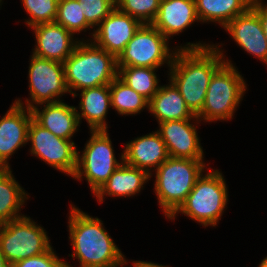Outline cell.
<instances>
[{"label":"cell","instance_id":"1","mask_svg":"<svg viewBox=\"0 0 267 267\" xmlns=\"http://www.w3.org/2000/svg\"><path fill=\"white\" fill-rule=\"evenodd\" d=\"M178 47L169 68V80L179 90L186 106L197 115L204 105L212 75L225 60L213 44L199 41Z\"/></svg>","mask_w":267,"mask_h":267},{"label":"cell","instance_id":"2","mask_svg":"<svg viewBox=\"0 0 267 267\" xmlns=\"http://www.w3.org/2000/svg\"><path fill=\"white\" fill-rule=\"evenodd\" d=\"M70 205L69 240L74 249L71 257L78 259L80 267H112L125 257L102 220Z\"/></svg>","mask_w":267,"mask_h":267},{"label":"cell","instance_id":"3","mask_svg":"<svg viewBox=\"0 0 267 267\" xmlns=\"http://www.w3.org/2000/svg\"><path fill=\"white\" fill-rule=\"evenodd\" d=\"M63 66L65 83L72 97L78 95V90L109 85L118 75L117 58L89 39L80 40Z\"/></svg>","mask_w":267,"mask_h":267},{"label":"cell","instance_id":"4","mask_svg":"<svg viewBox=\"0 0 267 267\" xmlns=\"http://www.w3.org/2000/svg\"><path fill=\"white\" fill-rule=\"evenodd\" d=\"M204 162L203 160L169 156L155 170L156 179L153 187L160 208L167 219L185 202L198 178L206 172V165L210 164Z\"/></svg>","mask_w":267,"mask_h":267},{"label":"cell","instance_id":"5","mask_svg":"<svg viewBox=\"0 0 267 267\" xmlns=\"http://www.w3.org/2000/svg\"><path fill=\"white\" fill-rule=\"evenodd\" d=\"M213 45L222 54L225 62L212 75L204 105L196 115L200 121L205 122L232 120L247 89L243 76L233 63L225 58L221 46Z\"/></svg>","mask_w":267,"mask_h":267},{"label":"cell","instance_id":"6","mask_svg":"<svg viewBox=\"0 0 267 267\" xmlns=\"http://www.w3.org/2000/svg\"><path fill=\"white\" fill-rule=\"evenodd\" d=\"M208 170L198 178L185 202L170 220H175L176 215L181 213L204 227L217 225L227 207L228 190L222 173L218 169Z\"/></svg>","mask_w":267,"mask_h":267},{"label":"cell","instance_id":"7","mask_svg":"<svg viewBox=\"0 0 267 267\" xmlns=\"http://www.w3.org/2000/svg\"><path fill=\"white\" fill-rule=\"evenodd\" d=\"M90 139L80 155L77 152V168L72 178L82 180L84 177L95 194L110 175L123 163L116 159L108 130L90 131Z\"/></svg>","mask_w":267,"mask_h":267},{"label":"cell","instance_id":"8","mask_svg":"<svg viewBox=\"0 0 267 267\" xmlns=\"http://www.w3.org/2000/svg\"><path fill=\"white\" fill-rule=\"evenodd\" d=\"M50 244L47 232L30 216L0 224V248L10 265L46 252Z\"/></svg>","mask_w":267,"mask_h":267},{"label":"cell","instance_id":"9","mask_svg":"<svg viewBox=\"0 0 267 267\" xmlns=\"http://www.w3.org/2000/svg\"><path fill=\"white\" fill-rule=\"evenodd\" d=\"M168 39L152 24H142L117 57V66L171 67L178 47H169ZM172 52V53H171Z\"/></svg>","mask_w":267,"mask_h":267},{"label":"cell","instance_id":"10","mask_svg":"<svg viewBox=\"0 0 267 267\" xmlns=\"http://www.w3.org/2000/svg\"><path fill=\"white\" fill-rule=\"evenodd\" d=\"M30 57L28 69L30 98H26V105L19 98L14 100V103L32 109L40 104L61 101L59 97L69 93L65 83L63 63L34 54Z\"/></svg>","mask_w":267,"mask_h":267},{"label":"cell","instance_id":"11","mask_svg":"<svg viewBox=\"0 0 267 267\" xmlns=\"http://www.w3.org/2000/svg\"><path fill=\"white\" fill-rule=\"evenodd\" d=\"M30 153L46 164L73 177L77 168V148L75 142L55 136L34 119L28 128Z\"/></svg>","mask_w":267,"mask_h":267},{"label":"cell","instance_id":"12","mask_svg":"<svg viewBox=\"0 0 267 267\" xmlns=\"http://www.w3.org/2000/svg\"><path fill=\"white\" fill-rule=\"evenodd\" d=\"M142 23L115 7L102 22L95 27L90 40L99 48L116 58L132 39Z\"/></svg>","mask_w":267,"mask_h":267},{"label":"cell","instance_id":"13","mask_svg":"<svg viewBox=\"0 0 267 267\" xmlns=\"http://www.w3.org/2000/svg\"><path fill=\"white\" fill-rule=\"evenodd\" d=\"M199 119L170 120L159 123L157 132L165 143L168 155L174 158L204 160L203 147L197 133Z\"/></svg>","mask_w":267,"mask_h":267},{"label":"cell","instance_id":"14","mask_svg":"<svg viewBox=\"0 0 267 267\" xmlns=\"http://www.w3.org/2000/svg\"><path fill=\"white\" fill-rule=\"evenodd\" d=\"M32 119L31 109L14 102L0 119V168H10V156L28 143V128Z\"/></svg>","mask_w":267,"mask_h":267},{"label":"cell","instance_id":"15","mask_svg":"<svg viewBox=\"0 0 267 267\" xmlns=\"http://www.w3.org/2000/svg\"><path fill=\"white\" fill-rule=\"evenodd\" d=\"M35 33L36 47L32 54L64 63L80 42L74 34L55 22L41 23L31 27Z\"/></svg>","mask_w":267,"mask_h":267},{"label":"cell","instance_id":"16","mask_svg":"<svg viewBox=\"0 0 267 267\" xmlns=\"http://www.w3.org/2000/svg\"><path fill=\"white\" fill-rule=\"evenodd\" d=\"M224 29L238 46L267 66V40L259 15L251 7L230 21Z\"/></svg>","mask_w":267,"mask_h":267},{"label":"cell","instance_id":"17","mask_svg":"<svg viewBox=\"0 0 267 267\" xmlns=\"http://www.w3.org/2000/svg\"><path fill=\"white\" fill-rule=\"evenodd\" d=\"M122 152L125 164L142 169L150 176L152 170L155 171L169 157L165 143L157 131L131 140Z\"/></svg>","mask_w":267,"mask_h":267},{"label":"cell","instance_id":"18","mask_svg":"<svg viewBox=\"0 0 267 267\" xmlns=\"http://www.w3.org/2000/svg\"><path fill=\"white\" fill-rule=\"evenodd\" d=\"M194 22H200L195 0H161L158 13L151 24L169 40L184 32Z\"/></svg>","mask_w":267,"mask_h":267},{"label":"cell","instance_id":"19","mask_svg":"<svg viewBox=\"0 0 267 267\" xmlns=\"http://www.w3.org/2000/svg\"><path fill=\"white\" fill-rule=\"evenodd\" d=\"M40 105H43V107ZM40 105L31 109L33 119L55 136L72 140L71 138L80 126L76 107L70 106L62 100ZM39 107L43 109L40 111Z\"/></svg>","mask_w":267,"mask_h":267},{"label":"cell","instance_id":"20","mask_svg":"<svg viewBox=\"0 0 267 267\" xmlns=\"http://www.w3.org/2000/svg\"><path fill=\"white\" fill-rule=\"evenodd\" d=\"M151 176L144 170L129 166L124 162L110 175L103 186L94 194L99 203L104 196L132 197L144 189Z\"/></svg>","mask_w":267,"mask_h":267},{"label":"cell","instance_id":"21","mask_svg":"<svg viewBox=\"0 0 267 267\" xmlns=\"http://www.w3.org/2000/svg\"><path fill=\"white\" fill-rule=\"evenodd\" d=\"M80 92V112L76 108L79 123L81 119H85L90 131L108 130L106 116L111 107L109 85L85 88Z\"/></svg>","mask_w":267,"mask_h":267},{"label":"cell","instance_id":"22","mask_svg":"<svg viewBox=\"0 0 267 267\" xmlns=\"http://www.w3.org/2000/svg\"><path fill=\"white\" fill-rule=\"evenodd\" d=\"M169 84V85H168ZM167 85H160L158 92L150 99V113L158 123L170 120L198 119L186 106L179 90L169 80Z\"/></svg>","mask_w":267,"mask_h":267},{"label":"cell","instance_id":"23","mask_svg":"<svg viewBox=\"0 0 267 267\" xmlns=\"http://www.w3.org/2000/svg\"><path fill=\"white\" fill-rule=\"evenodd\" d=\"M253 0H195L196 13L202 23L215 22L223 28L245 13Z\"/></svg>","mask_w":267,"mask_h":267},{"label":"cell","instance_id":"24","mask_svg":"<svg viewBox=\"0 0 267 267\" xmlns=\"http://www.w3.org/2000/svg\"><path fill=\"white\" fill-rule=\"evenodd\" d=\"M27 199L28 193L15 180L11 168H0V224L24 216L19 212Z\"/></svg>","mask_w":267,"mask_h":267},{"label":"cell","instance_id":"25","mask_svg":"<svg viewBox=\"0 0 267 267\" xmlns=\"http://www.w3.org/2000/svg\"><path fill=\"white\" fill-rule=\"evenodd\" d=\"M117 77L148 101L160 88L155 70L158 68L117 66Z\"/></svg>","mask_w":267,"mask_h":267},{"label":"cell","instance_id":"26","mask_svg":"<svg viewBox=\"0 0 267 267\" xmlns=\"http://www.w3.org/2000/svg\"><path fill=\"white\" fill-rule=\"evenodd\" d=\"M111 107L120 115H136L149 109V101L127 86L118 77L110 84Z\"/></svg>","mask_w":267,"mask_h":267},{"label":"cell","instance_id":"27","mask_svg":"<svg viewBox=\"0 0 267 267\" xmlns=\"http://www.w3.org/2000/svg\"><path fill=\"white\" fill-rule=\"evenodd\" d=\"M78 0H59L55 23L62 25L73 34L93 28L82 13Z\"/></svg>","mask_w":267,"mask_h":267},{"label":"cell","instance_id":"28","mask_svg":"<svg viewBox=\"0 0 267 267\" xmlns=\"http://www.w3.org/2000/svg\"><path fill=\"white\" fill-rule=\"evenodd\" d=\"M29 17L25 20L28 27L41 23H53L57 16L59 0H21Z\"/></svg>","mask_w":267,"mask_h":267},{"label":"cell","instance_id":"29","mask_svg":"<svg viewBox=\"0 0 267 267\" xmlns=\"http://www.w3.org/2000/svg\"><path fill=\"white\" fill-rule=\"evenodd\" d=\"M161 0H115L116 7L139 20L142 24H151L159 10Z\"/></svg>","mask_w":267,"mask_h":267},{"label":"cell","instance_id":"30","mask_svg":"<svg viewBox=\"0 0 267 267\" xmlns=\"http://www.w3.org/2000/svg\"><path fill=\"white\" fill-rule=\"evenodd\" d=\"M86 21L95 29L116 7L115 0H78Z\"/></svg>","mask_w":267,"mask_h":267},{"label":"cell","instance_id":"31","mask_svg":"<svg viewBox=\"0 0 267 267\" xmlns=\"http://www.w3.org/2000/svg\"><path fill=\"white\" fill-rule=\"evenodd\" d=\"M52 248L40 255L17 261L11 267H73L69 262L61 260Z\"/></svg>","mask_w":267,"mask_h":267},{"label":"cell","instance_id":"32","mask_svg":"<svg viewBox=\"0 0 267 267\" xmlns=\"http://www.w3.org/2000/svg\"><path fill=\"white\" fill-rule=\"evenodd\" d=\"M251 8L259 15L263 32L267 40V5L264 4L262 0H253L251 3Z\"/></svg>","mask_w":267,"mask_h":267},{"label":"cell","instance_id":"33","mask_svg":"<svg viewBox=\"0 0 267 267\" xmlns=\"http://www.w3.org/2000/svg\"><path fill=\"white\" fill-rule=\"evenodd\" d=\"M132 263H134L136 267H169V266H164L162 264L159 265L154 262L140 261V260L133 261Z\"/></svg>","mask_w":267,"mask_h":267},{"label":"cell","instance_id":"34","mask_svg":"<svg viewBox=\"0 0 267 267\" xmlns=\"http://www.w3.org/2000/svg\"><path fill=\"white\" fill-rule=\"evenodd\" d=\"M0 267H11V265L6 261L5 257L3 256L0 248Z\"/></svg>","mask_w":267,"mask_h":267},{"label":"cell","instance_id":"35","mask_svg":"<svg viewBox=\"0 0 267 267\" xmlns=\"http://www.w3.org/2000/svg\"><path fill=\"white\" fill-rule=\"evenodd\" d=\"M125 264L127 265L128 262L127 260L125 259V257H123L120 261H118L116 264H114L112 267H124ZM133 267H136V265L133 263Z\"/></svg>","mask_w":267,"mask_h":267},{"label":"cell","instance_id":"36","mask_svg":"<svg viewBox=\"0 0 267 267\" xmlns=\"http://www.w3.org/2000/svg\"><path fill=\"white\" fill-rule=\"evenodd\" d=\"M258 267H267V256L261 261Z\"/></svg>","mask_w":267,"mask_h":267}]
</instances>
